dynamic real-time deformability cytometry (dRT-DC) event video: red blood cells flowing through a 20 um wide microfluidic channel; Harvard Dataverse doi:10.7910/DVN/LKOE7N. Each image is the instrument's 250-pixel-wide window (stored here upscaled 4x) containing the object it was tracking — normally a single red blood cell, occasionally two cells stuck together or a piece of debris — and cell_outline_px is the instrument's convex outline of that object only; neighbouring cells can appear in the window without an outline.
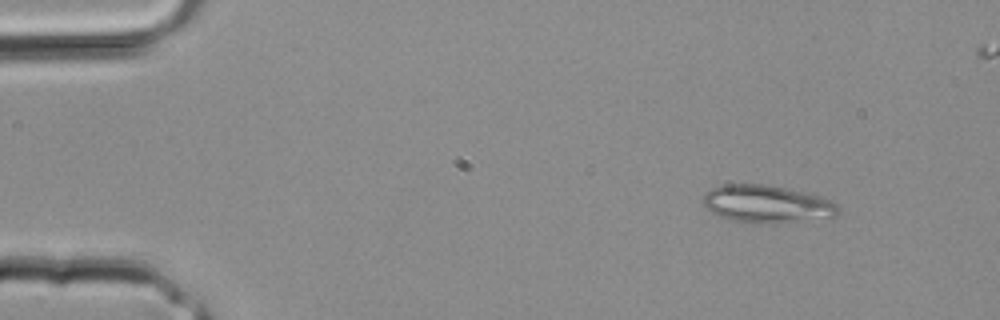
{"species": "common noctule bat (a hibernating species)", "species_latin": "Nyctalus noctula", "temperature_condition": "room temperature", "stored_images_in_passage": 2, "camera_frame_rate_fps": 3000, "um_per_image_px": 0.085, "animal": {"sex": "male", "body_mass_g": 20.4}, "frame": {"image": 1, "passage_image": 1, "time_ms": 0.0, "image_size_px": [1000, 320], "cell_outline_px": [[840, 212], [836, 216], [772, 224], [748, 224], [728, 220], [712, 212], [704, 204], [704, 196], [712, 188], [720, 184], [768, 184], [820, 196], [832, 200], [840, 204]], "centroid_in_image_um": [65.21, 17.36], "position_along_channel_um": 19.8, "area_um2": 29.94}}